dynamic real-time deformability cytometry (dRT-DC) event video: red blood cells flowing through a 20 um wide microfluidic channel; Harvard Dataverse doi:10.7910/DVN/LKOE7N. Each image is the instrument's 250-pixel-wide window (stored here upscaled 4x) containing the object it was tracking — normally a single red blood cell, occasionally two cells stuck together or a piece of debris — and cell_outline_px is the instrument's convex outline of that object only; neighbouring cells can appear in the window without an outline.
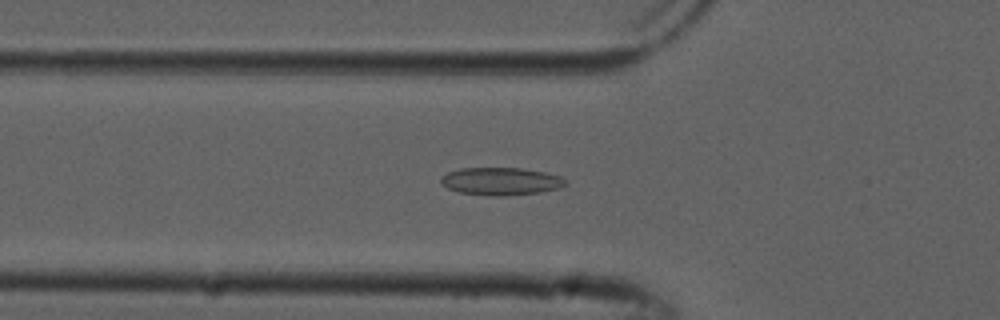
{"species": "common noctule bat (a hibernating species)", "species_latin": "Nyctalus noctula", "temperature_condition": "cold", "stored_images_in_passage": 48, "camera_frame_rate_fps": 3000, "um_per_image_px": 0.085, "animal": {"sex": "male", "forearm_length_mm": 52.5}, "frame": {"image": 1, "passage_image": 18, "time_ms": 5.667, "image_size_px": [1000, 320], "cell_outline_px": [[564, 184], [560, 188], [540, 192], [504, 196], [492, 196], [460, 192], [448, 188], [440, 184], [440, 176], [448, 172], [460, 168], [520, 168], [544, 172], [560, 176], [564, 180]], "centroid_in_image_um": [42.52, 15.41], "position_along_channel_um": 83.3, "area_um2": 20.0}}
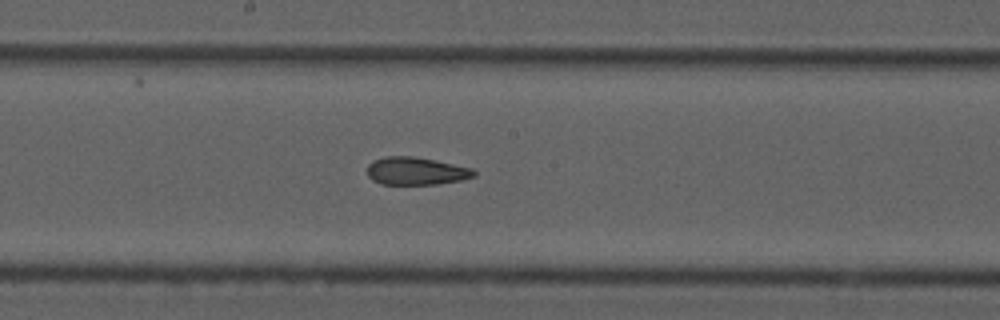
{"frame": {"image": 2, "passage_image": 28, "time_ms": 9.0, "image_size_px": [1000, 320], "cell_outline_px": [[476, 176], [460, 180], [436, 184], [380, 184], [372, 180], [368, 176], [368, 164], [372, 160], [384, 156], [412, 156], [472, 168], [476, 172]], "centroid_in_image_um": [35.32, 14.54], "position_along_channel_um": 212.9, "area_um2": 17.17}}
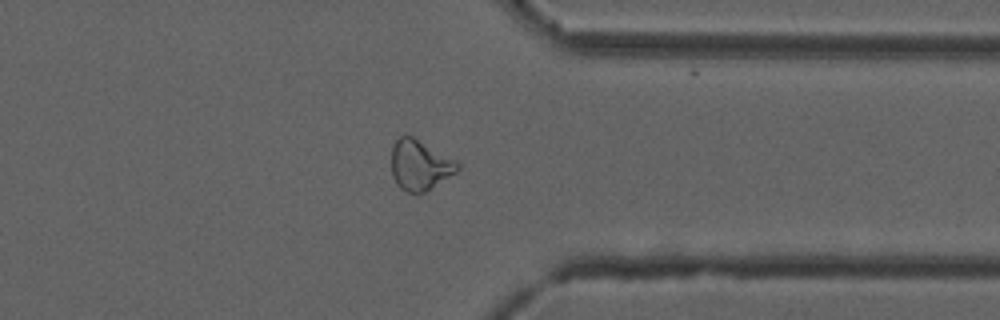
{"frame": {"image": 3, "passage_image": 41, "time_ms": 13.333, "image_size_px": [1000, 320], "cell_outline_px": [[460, 168], [456, 172], [424, 192], [416, 196], [400, 188], [396, 184], [392, 176], [392, 144], [400, 136], [412, 136], [456, 160], [460, 164]], "centroid_in_image_um": [35.67, 14.05], "position_along_channel_um": 375.7, "area_um2": 19.36}}